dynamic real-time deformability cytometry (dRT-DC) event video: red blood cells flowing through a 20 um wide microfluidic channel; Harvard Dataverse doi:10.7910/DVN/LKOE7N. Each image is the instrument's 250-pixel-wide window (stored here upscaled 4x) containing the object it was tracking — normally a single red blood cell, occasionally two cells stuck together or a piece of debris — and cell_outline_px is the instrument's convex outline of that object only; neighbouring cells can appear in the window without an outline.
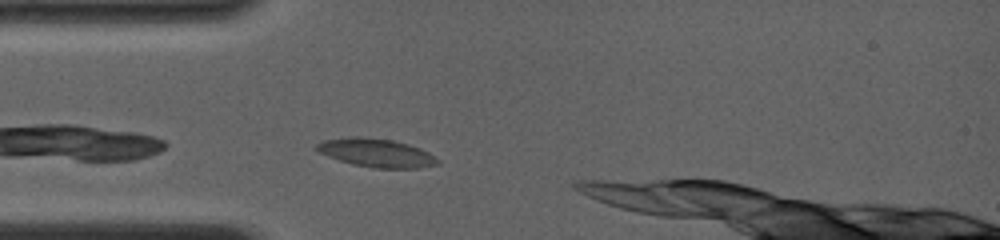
{"species": "common noctule bat (a hibernating species)", "species_latin": "Nyctalus noctula", "temperature_condition": "room temperature", "stored_images_in_passage": 7, "camera_frame_rate_fps": 4000, "um_per_image_px": 0.085, "animal": {"sex": "female", "body_mass_g": 19.0, "forearm_length_mm": 56.7}, "frame": {"image": 1, "passage_image": 2, "time_ms": 0.5, "image_size_px": [1000, 240], "cell_outline_px": [[440, 164], [416, 168], [372, 168], [352, 164], [328, 156], [312, 148], [320, 140], [352, 136], [356, 136], [392, 140], [408, 144], [420, 148], [428, 152], [440, 160]], "centroid_in_image_um": [31.96, 12.99], "position_along_channel_um": 53.0, "area_um2": 20.17}}
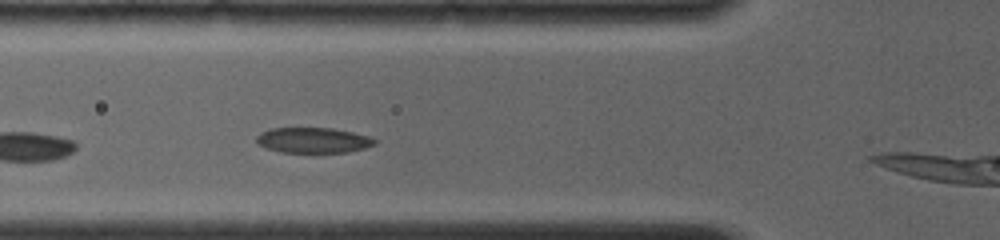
{"frame": {"image": 2, "passage_image": 4, "time_ms": 1.75, "image_size_px": [1000, 240], "cell_outline_px": [[376, 144], [364, 148], [348, 152], [320, 156], [280, 152], [264, 148], [256, 144], [256, 136], [260, 132], [272, 128], [332, 128], [352, 132], [368, 136], [376, 140]], "centroid_in_image_um": [26.58, 11.98], "position_along_channel_um": 99.2, "area_um2": 18.55}}
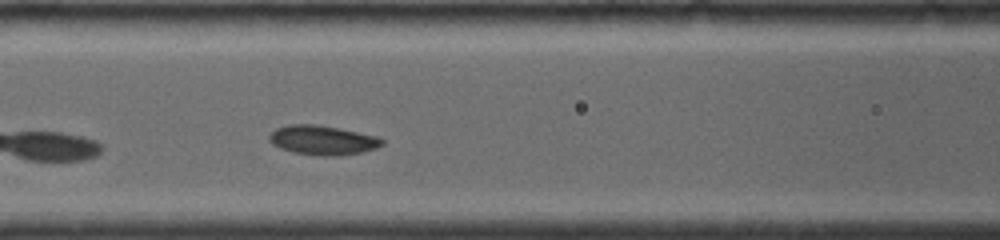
{"frame": {"image": 3, "passage_image": 6, "time_ms": 2.75, "image_size_px": [1000, 240], "cell_outline_px": [[384, 144], [376, 148], [360, 152], [332, 156], [324, 156], [292, 152], [280, 148], [272, 144], [268, 140], [268, 136], [276, 128], [288, 124], [316, 124], [340, 128], [380, 136], [384, 140]], "centroid_in_image_um": [27.43, 11.9], "position_along_channel_um": 139.2, "area_um2": 19.48}}